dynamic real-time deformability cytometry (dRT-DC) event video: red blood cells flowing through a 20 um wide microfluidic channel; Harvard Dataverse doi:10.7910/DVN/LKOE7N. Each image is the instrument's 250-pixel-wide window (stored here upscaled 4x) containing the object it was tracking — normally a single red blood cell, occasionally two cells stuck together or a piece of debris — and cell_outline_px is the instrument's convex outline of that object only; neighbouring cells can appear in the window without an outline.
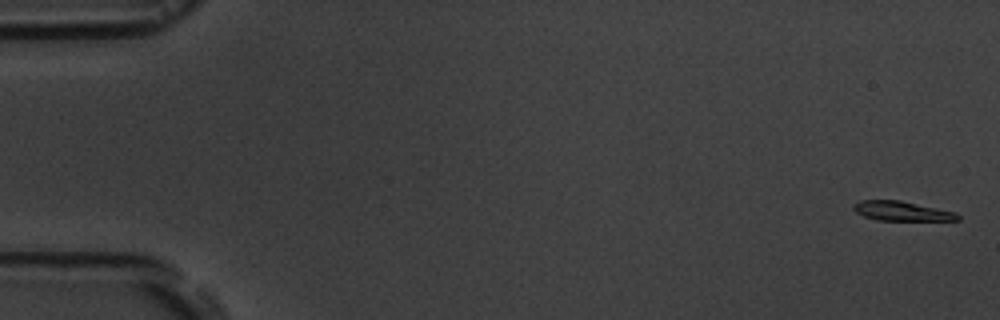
{"species": "common noctule bat (a hibernating species)", "species_latin": "Nyctalus noctula", "temperature_condition": "room temperature", "stored_images_in_passage": 5, "camera_frame_rate_fps": 3000, "um_per_image_px": 0.085, "animal": {"sex": "male", "body_mass_g": 19.5, "forearm_length_mm": 54.6}, "frame": {"image": 1, "passage_image": 1, "time_ms": 0.0, "image_size_px": [1000, 320], "cell_outline_px": [[960, 220], [876, 220], [864, 216], [856, 212], [852, 208], [852, 204], [860, 200], [900, 200], [956, 212], [960, 216]], "centroid_in_image_um": [76.63, 17.93], "position_along_channel_um": 8.4, "area_um2": 11.85}}
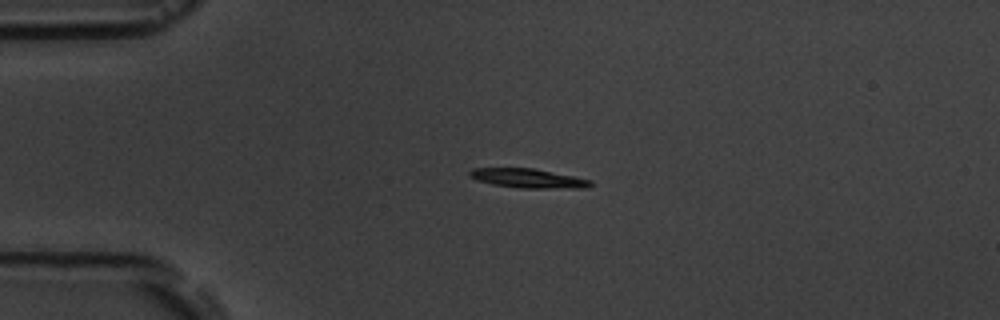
{"frame": {"image": 2, "passage_image": 4, "time_ms": 4.0, "image_size_px": [1000, 320], "cell_outline_px": [[592, 184], [588, 188], [520, 188], [492, 184], [476, 180], [468, 176], [468, 172], [472, 168], [532, 168], [592, 180]], "centroid_in_image_um": [44.85, 15.16], "position_along_channel_um": 40.1, "area_um2": 13.53}}